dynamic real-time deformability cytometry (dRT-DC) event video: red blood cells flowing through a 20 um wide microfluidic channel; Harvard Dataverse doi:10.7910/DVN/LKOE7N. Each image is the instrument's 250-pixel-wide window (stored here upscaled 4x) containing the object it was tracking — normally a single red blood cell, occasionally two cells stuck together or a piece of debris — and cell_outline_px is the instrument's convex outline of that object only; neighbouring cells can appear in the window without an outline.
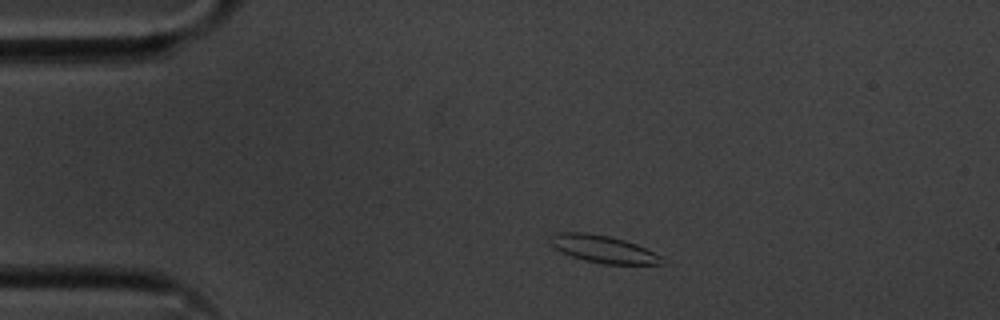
{"species": "common noctule bat (a hibernating species)", "species_latin": "Nyctalus noctula", "temperature_condition": "cold", "stored_images_in_passage": 46, "camera_frame_rate_fps": 3000, "um_per_image_px": 0.085, "animal": {"sex": "male", "body_mass_g": 20.1, "forearm_length_mm": 53.5}, "frame": {"image": 1, "passage_image": 1, "time_ms": 0.0, "image_size_px": [1000, 320], "cell_outline_px": [[660, 264], [604, 264], [584, 260], [572, 256], [556, 248], [548, 240], [548, 236], [556, 232], [584, 232], [608, 236], [624, 240], [636, 244], [660, 256]], "centroid_in_image_um": [51.19, 21.15], "position_along_channel_um": 33.8, "area_um2": 17.4}}
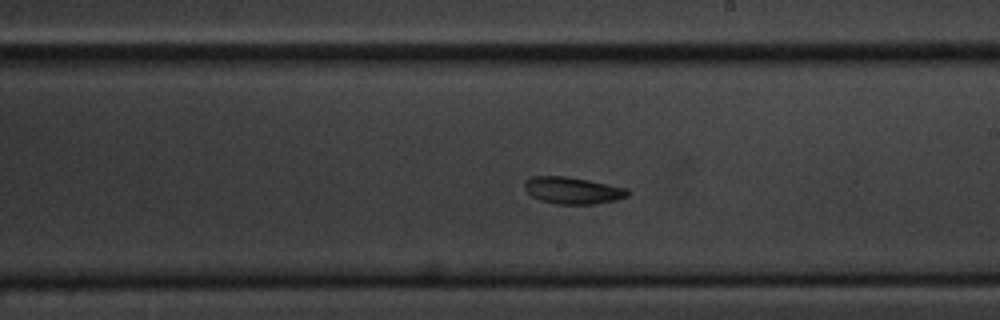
{"frame": {"image": 2, "passage_image": 22, "time_ms": 7.0, "image_size_px": [1000, 320], "cell_outline_px": [[632, 192], [628, 196], [616, 200], [596, 204], [556, 204], [540, 200], [532, 196], [524, 188], [524, 180], [532, 176], [568, 176], [628, 188]], "centroid_in_image_um": [48.7, 16.18], "position_along_channel_um": 240.3, "area_um2": 16.36}}
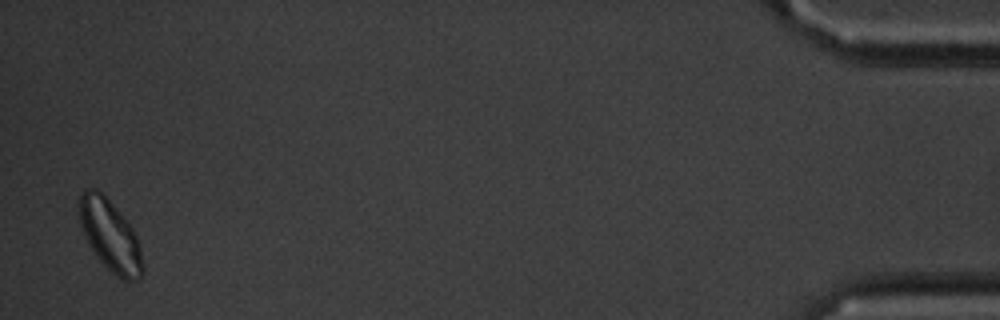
{"frame": {"image": 3, "passage_image": 45, "time_ms": 14.667, "image_size_px": [1000, 320], "cell_outline_px": [[144, 272], [140, 280], [124, 280], [116, 276], [96, 256], [88, 244], [84, 236], [80, 224], [76, 204], [80, 192], [84, 188], [96, 188], [104, 192], [128, 220], [136, 236], [140, 248], [144, 268]], "centroid_in_image_um": [9.33, 19.94], "position_along_channel_um": 425.9, "area_um2": 27.22}, "authors_computed_cell_mechanics": {"area_um2": 17.0799, "velocity_mm_per_s": 3.552, "shape_relaxation_time_tau1_ms": 5.0392, "shape_relaxation_time_tau2_ms": 4.7804, "deformation_change_tau1": 0.1099, "deformation_change_tau2": 0.0938}}